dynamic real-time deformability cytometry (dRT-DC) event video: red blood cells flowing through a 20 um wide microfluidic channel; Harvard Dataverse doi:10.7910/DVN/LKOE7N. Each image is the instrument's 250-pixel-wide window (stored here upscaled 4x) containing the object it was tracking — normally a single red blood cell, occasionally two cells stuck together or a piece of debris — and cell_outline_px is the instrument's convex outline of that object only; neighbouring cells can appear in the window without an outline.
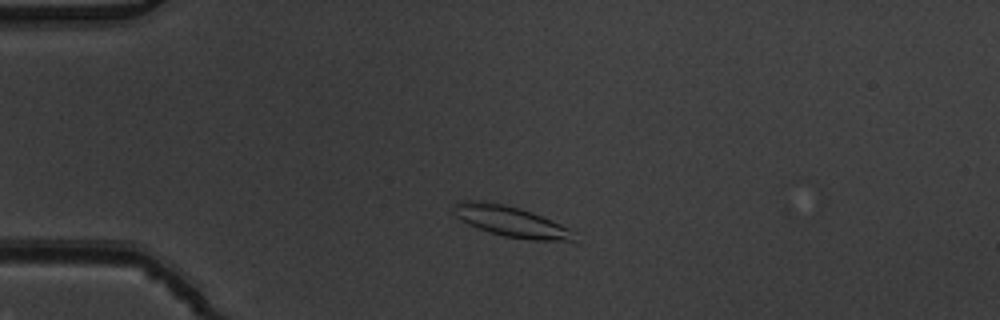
{"species": "common noctule bat (a hibernating species)", "species_latin": "Nyctalus noctula", "temperature_condition": "warm", "stored_images_in_passage": 4, "camera_frame_rate_fps": 3000, "um_per_image_px": 0.085, "animal": {"sex": "male", "body_mass_g": 19.5, "forearm_length_mm": 54.6}, "frame": {"image": 1, "passage_image": 2, "time_ms": 0.333, "image_size_px": [1000, 320], "cell_outline_px": [[576, 240], [532, 240], [504, 236], [468, 224], [460, 220], [452, 212], [452, 208], [460, 200], [480, 200], [504, 204], [520, 208], [532, 212], [560, 224], [576, 232]], "centroid_in_image_um": [43.4, 18.8], "position_along_channel_um": 41.6, "area_um2": 21.39}}